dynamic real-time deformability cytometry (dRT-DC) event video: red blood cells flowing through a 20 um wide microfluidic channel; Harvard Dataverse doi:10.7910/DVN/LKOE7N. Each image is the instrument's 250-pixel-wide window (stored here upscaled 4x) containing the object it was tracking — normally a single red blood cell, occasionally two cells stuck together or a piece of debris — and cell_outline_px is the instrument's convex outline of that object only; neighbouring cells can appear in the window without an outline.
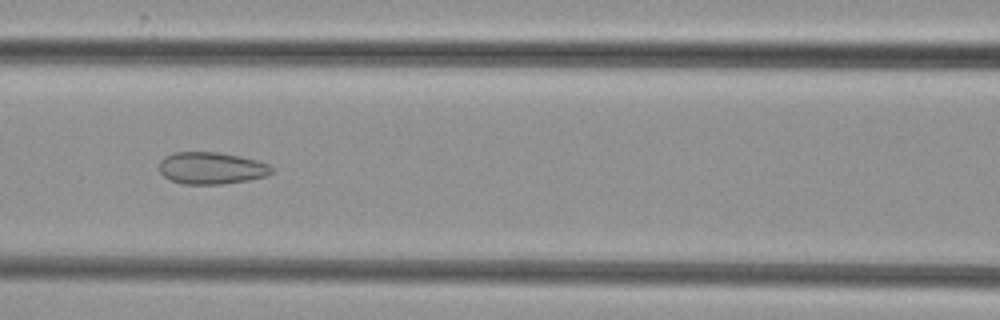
{"species": "common noctule bat (a hibernating species)", "species_latin": "Nyctalus noctula", "temperature_condition": "cold", "stored_images_in_passage": 8, "camera_frame_rate_fps": 3000, "um_per_image_px": 0.085, "animal": {"sex": "female", "body_mass_g": 29.2, "forearm_length_mm": 56.3}, "frame": {"image": 1, "passage_image": 6, "time_ms": 7.0, "image_size_px": [1000, 320], "cell_outline_px": [[272, 172], [268, 176], [248, 180], [220, 184], [184, 184], [172, 180], [164, 176], [160, 172], [160, 160], [164, 156], [176, 152], [220, 152], [240, 156], [256, 160], [268, 164], [272, 168]], "centroid_in_image_um": [17.97, 14.28], "position_along_channel_um": 148.6, "area_um2": 20.92}}
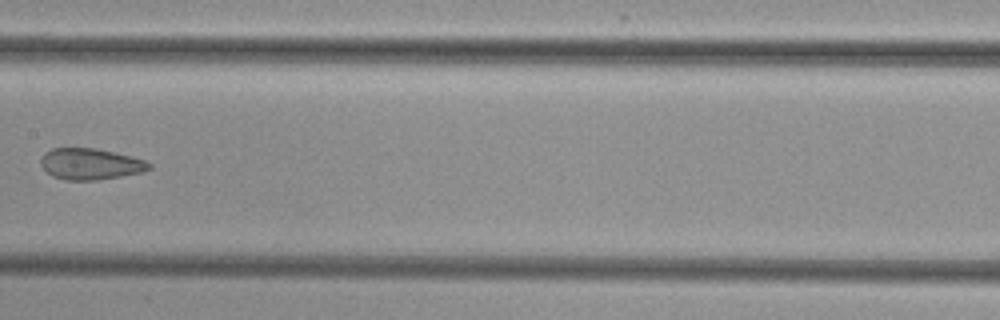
{"frame": {"image": 2, "passage_image": 7, "time_ms": 8.333, "image_size_px": [1000, 320], "cell_outline_px": [[152, 168], [144, 172], [96, 180], [68, 180], [52, 176], [40, 164], [40, 160], [44, 152], [52, 148], [96, 148], [144, 160], [152, 164]], "centroid_in_image_um": [7.67, 13.94], "position_along_channel_um": 199.7, "area_um2": 19.59}}
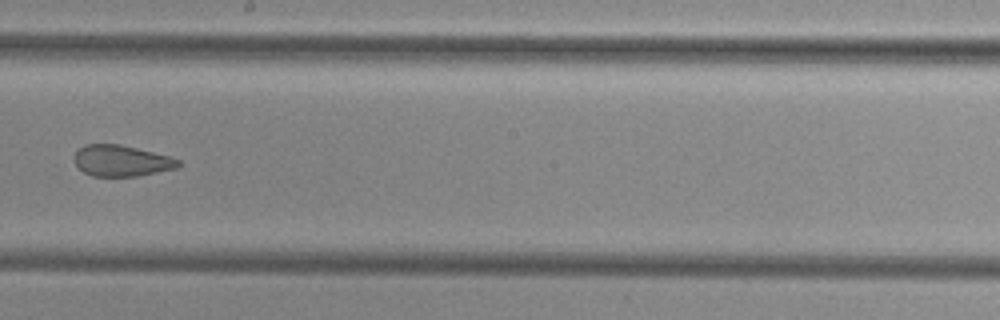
{"frame": {"image": 3, "passage_image": 8, "time_ms": 9.333, "image_size_px": [1000, 320], "cell_outline_px": [[180, 164], [176, 168], [140, 176], [92, 176], [84, 172], [72, 160], [72, 156], [84, 144], [120, 144], [168, 156], [180, 160]], "centroid_in_image_um": [10.29, 13.66], "position_along_channel_um": 237.9, "area_um2": 18.84}}